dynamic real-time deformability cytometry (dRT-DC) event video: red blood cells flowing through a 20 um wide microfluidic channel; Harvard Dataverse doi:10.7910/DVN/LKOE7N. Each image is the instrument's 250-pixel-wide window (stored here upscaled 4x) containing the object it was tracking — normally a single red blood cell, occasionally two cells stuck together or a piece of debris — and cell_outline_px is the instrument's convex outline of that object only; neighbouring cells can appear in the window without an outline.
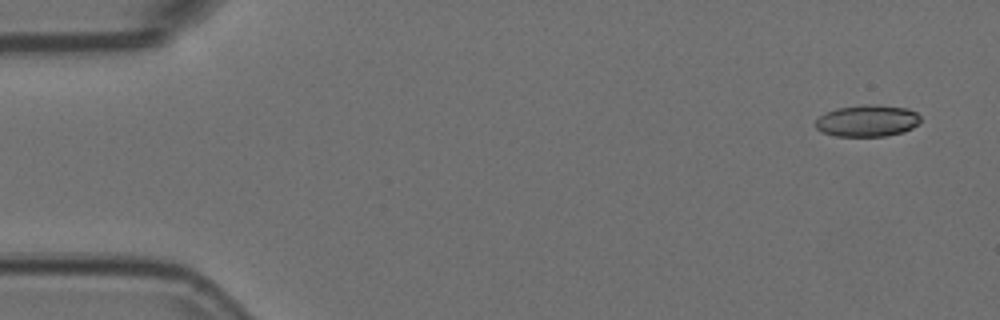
{"species": "Egyptian fruit bat (a non-hibernating species)", "species_latin": "Rousettus aegyptiacus", "temperature_condition": "room temperature", "stored_images_in_passage": 7, "camera_frame_rate_fps": 3000, "um_per_image_px": 0.085, "animal": {"sex": "female"}, "frame": {"image": 1, "passage_image": 1, "time_ms": 0.0, "image_size_px": [1000, 320], "cell_outline_px": [[920, 120], [912, 128], [904, 132], [884, 136], [836, 136], [820, 132], [816, 128], [816, 120], [820, 116], [836, 108], [864, 104], [872, 104], [908, 108], [916, 112], [920, 116]], "centroid_in_image_um": [73.72, 10.26], "position_along_channel_um": 11.3, "area_um2": 19.42}}
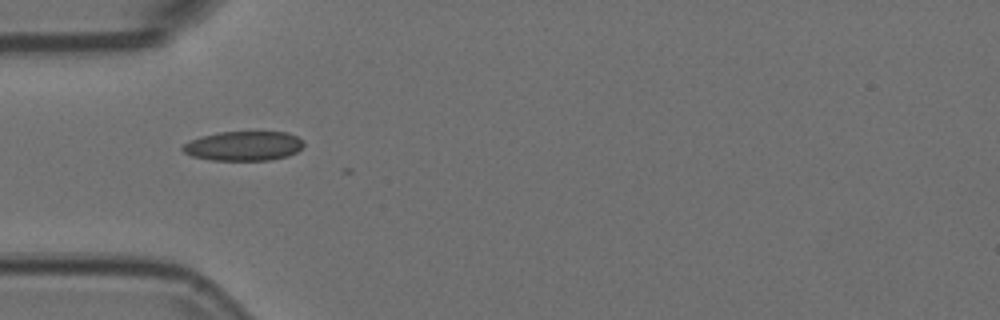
{"frame": {"image": 2, "passage_image": 5, "time_ms": 1.333, "image_size_px": [1000, 320], "cell_outline_px": [[304, 144], [296, 152], [288, 156], [268, 160], [212, 160], [192, 156], [184, 152], [180, 148], [184, 144], [200, 136], [220, 132], [288, 132], [304, 140]], "centroid_in_image_um": [20.71, 12.4], "position_along_channel_um": 64.3, "area_um2": 20.75}}
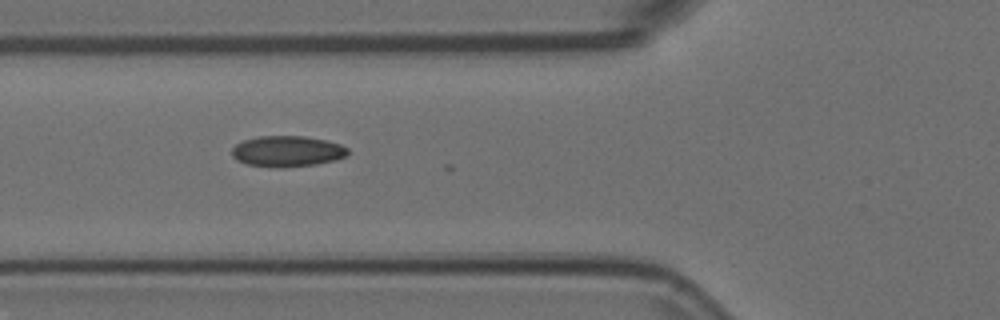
{"frame": {"image": 3, "passage_image": 6, "time_ms": 1.667, "image_size_px": [1000, 320], "cell_outline_px": [[348, 156], [336, 160], [316, 164], [280, 168], [276, 168], [248, 164], [236, 160], [232, 156], [232, 148], [236, 144], [244, 140], [260, 136], [304, 136], [328, 140], [340, 144], [348, 148]], "centroid_in_image_um": [24.44, 12.86], "position_along_channel_um": 101.4, "area_um2": 21.04}}